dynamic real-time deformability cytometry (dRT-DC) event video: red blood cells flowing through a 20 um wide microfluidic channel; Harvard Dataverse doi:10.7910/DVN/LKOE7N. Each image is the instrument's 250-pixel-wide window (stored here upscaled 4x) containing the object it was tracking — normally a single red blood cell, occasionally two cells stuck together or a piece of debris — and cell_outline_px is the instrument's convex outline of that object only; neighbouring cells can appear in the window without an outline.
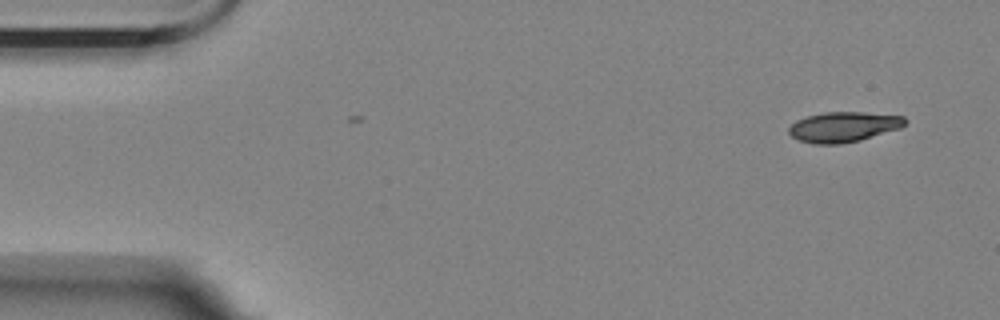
{"species": "Egyptian fruit bat (a non-hibernating species)", "species_latin": "Rousettus aegyptiacus", "temperature_condition": "room temperature", "stored_images_in_passage": 4, "camera_frame_rate_fps": 3000, "um_per_image_px": 0.085, "animal": {"sex": "female"}, "frame": {"image": 1, "passage_image": 1, "time_ms": 0.0, "image_size_px": [1000, 320], "cell_outline_px": [[908, 120], [900, 128], [860, 140], [840, 144], [812, 144], [800, 140], [792, 136], [788, 132], [788, 128], [796, 120], [808, 116], [824, 112], [864, 112], [904, 116]], "centroid_in_image_um": [71.7, 10.78], "position_along_channel_um": 13.3, "area_um2": 20.4}}